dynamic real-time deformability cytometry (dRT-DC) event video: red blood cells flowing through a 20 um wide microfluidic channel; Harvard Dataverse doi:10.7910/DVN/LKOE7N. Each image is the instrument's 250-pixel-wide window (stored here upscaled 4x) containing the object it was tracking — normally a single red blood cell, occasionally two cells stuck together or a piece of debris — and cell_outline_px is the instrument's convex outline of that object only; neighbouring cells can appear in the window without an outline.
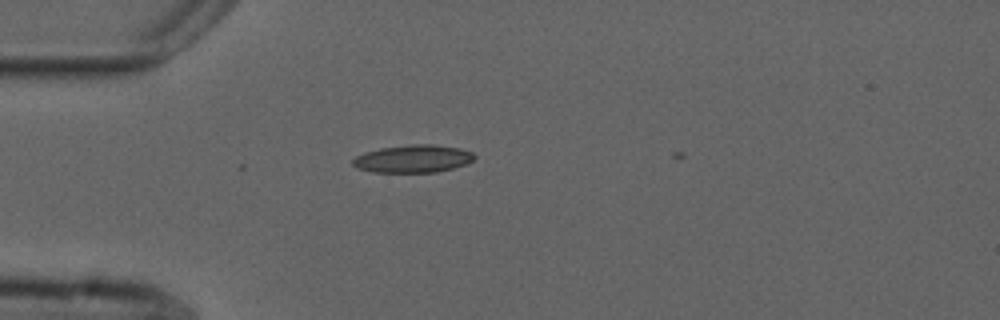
{"species": "common noctule bat (a hibernating species)", "species_latin": "Nyctalus noctula", "temperature_condition": "cold", "stored_images_in_passage": 2, "camera_frame_rate_fps": 3000, "um_per_image_px": 0.085, "animal": {"sex": "male", "forearm_length_mm": 52.5}, "frame": {"image": 1, "passage_image": 1, "time_ms": 0.0, "image_size_px": [1000, 320], "cell_outline_px": [[476, 156], [468, 164], [436, 172], [372, 172], [356, 168], [352, 164], [352, 160], [356, 156], [364, 152], [380, 148], [412, 144], [432, 144], [460, 148], [472, 152]], "centroid_in_image_um": [35.1, 13.49], "position_along_channel_um": 49.9, "area_um2": 19.71}}